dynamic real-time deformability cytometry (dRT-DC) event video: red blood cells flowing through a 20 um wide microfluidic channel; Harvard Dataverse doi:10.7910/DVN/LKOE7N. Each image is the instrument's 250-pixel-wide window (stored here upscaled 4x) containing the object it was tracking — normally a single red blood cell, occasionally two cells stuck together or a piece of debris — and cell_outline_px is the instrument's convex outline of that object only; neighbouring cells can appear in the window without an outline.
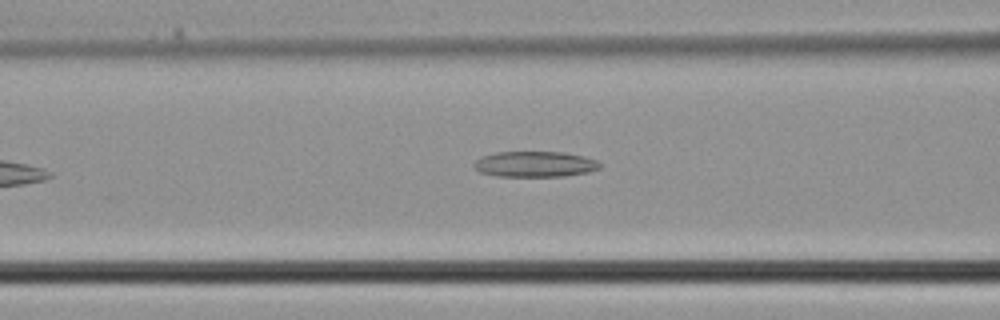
{"species": "common noctule bat (a hibernating species)", "species_latin": "Nyctalus noctula", "temperature_condition": "cold", "stored_images_in_passage": 27, "camera_frame_rate_fps": 3000, "um_per_image_px": 0.085, "animal": {"sex": "male", "body_mass_g": 21.5, "forearm_length_mm": 52.0}, "frame": {"image": 1, "passage_image": 6, "time_ms": 1.667, "image_size_px": [1000, 320], "cell_outline_px": [[600, 168], [588, 172], [560, 176], [496, 176], [480, 172], [472, 164], [476, 160], [484, 156], [496, 152], [560, 152], [584, 156], [596, 160], [600, 164]], "centroid_in_image_um": [45.46, 13.95], "position_along_channel_um": 121.1, "area_um2": 18.61}}
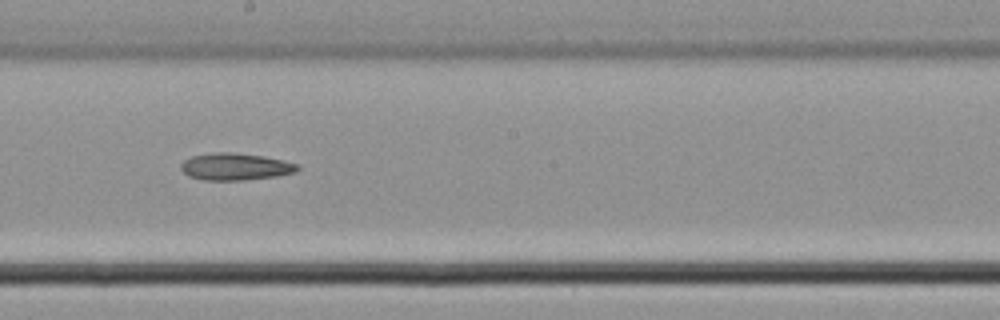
{"frame": {"image": 2, "passage_image": 12, "time_ms": 3.667, "image_size_px": [1000, 320], "cell_outline_px": [[300, 168], [296, 172], [276, 176], [244, 180], [204, 180], [188, 176], [180, 168], [180, 164], [184, 160], [192, 156], [212, 152], [236, 152], [264, 156], [284, 160], [296, 164]], "centroid_in_image_um": [19.99, 14.16], "position_along_channel_um": 228.2, "area_um2": 18.5}}
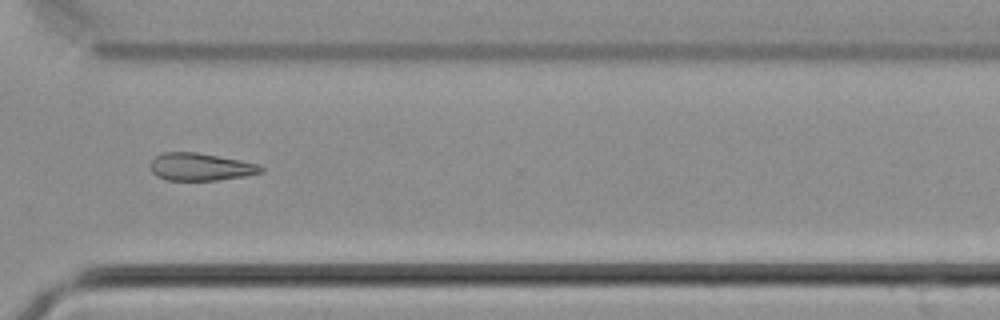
{"frame": {"image": 3, "passage_image": 19, "time_ms": 6.0, "image_size_px": [1000, 320], "cell_outline_px": [[264, 172], [244, 176], [216, 180], [168, 180], [156, 176], [152, 172], [148, 164], [156, 156], [164, 152], [196, 152], [240, 160], [260, 164], [264, 168]], "centroid_in_image_um": [17.04, 14.18], "position_along_channel_um": 353.6, "area_um2": 17.8}}